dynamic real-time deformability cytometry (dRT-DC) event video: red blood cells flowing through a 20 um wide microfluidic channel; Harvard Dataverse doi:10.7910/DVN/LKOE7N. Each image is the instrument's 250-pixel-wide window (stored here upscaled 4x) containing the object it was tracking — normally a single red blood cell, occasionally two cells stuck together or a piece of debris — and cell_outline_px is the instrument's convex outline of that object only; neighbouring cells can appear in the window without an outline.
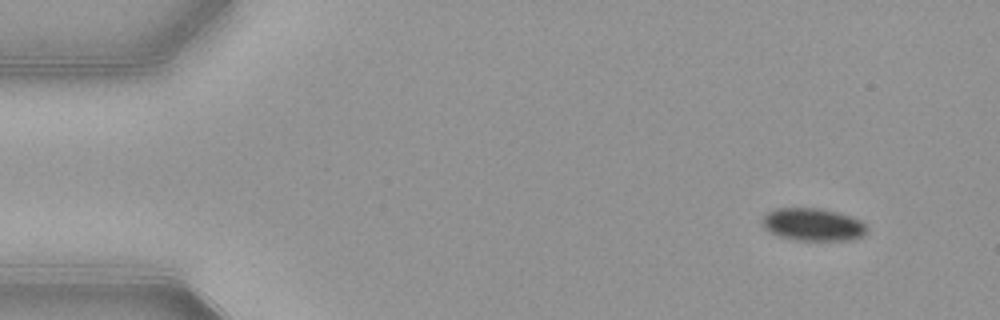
{"species": "common noctule bat (a hibernating species)", "species_latin": "Nyctalus noctula", "temperature_condition": "warm", "stored_images_in_passage": 52, "camera_frame_rate_fps": 3000, "um_per_image_px": 0.085, "animal": {"sex": "female", "body_mass_g": 21.9}, "frame": {"image": 1, "passage_image": 4, "time_ms": 1.0, "image_size_px": [1000, 320], "cell_outline_px": [[868, 228], [864, 236], [852, 240], [796, 240], [780, 236], [764, 228], [760, 220], [768, 212], [776, 208], [820, 208], [852, 216], [860, 220]], "centroid_in_image_um": [69.12, 19.08], "position_along_channel_um": 15.9, "area_um2": 19.94}}
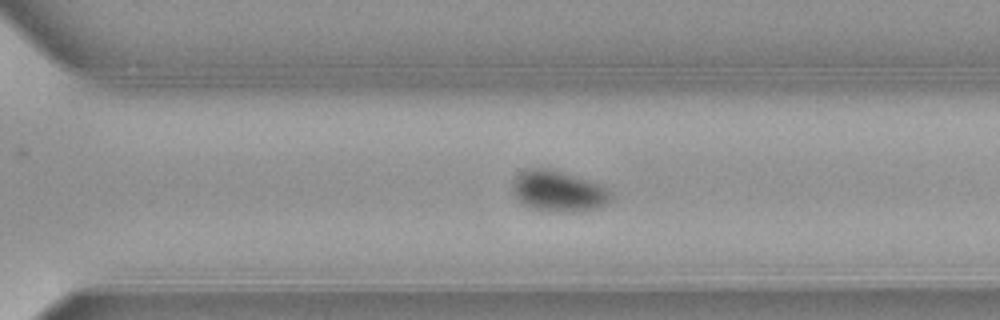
{"frame": {"image": 2, "passage_image": 36, "time_ms": 11.667, "image_size_px": [1000, 320], "cell_outline_px": [[612, 196], [604, 204], [596, 208], [580, 212], [552, 212], [532, 208], [524, 204], [516, 196], [512, 188], [512, 180], [520, 172], [528, 168], [552, 168], [600, 184], [608, 188], [612, 192]], "centroid_in_image_um": [47.46, 16.24], "position_along_channel_um": 323.1, "area_um2": 23.58}}
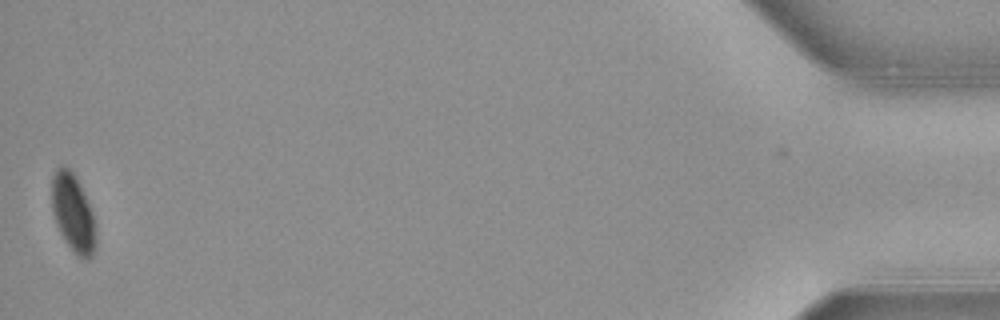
{"frame": {"image": 3, "passage_image": 52, "time_ms": 17.0, "image_size_px": [1000, 320], "cell_outline_px": [[96, 248], [92, 256], [88, 260], [84, 260], [76, 256], [64, 240], [56, 224], [52, 212], [52, 176], [56, 168], [60, 164], [64, 164], [76, 176], [92, 212], [96, 236]], "centroid_in_image_um": [6.2, 18.13], "position_along_channel_um": 429.0, "area_um2": 20.23}, "authors_computed_cell_mechanics": {"area_um2": 21.7039, "velocity_mm_per_s": 3.8683, "shape_relaxation_time_tau1_ms": 3.085, "shape_relaxation_time_tau2_ms": null, "deformation_change_tau1": 0.0705, "deformation_change_tau2": null}}